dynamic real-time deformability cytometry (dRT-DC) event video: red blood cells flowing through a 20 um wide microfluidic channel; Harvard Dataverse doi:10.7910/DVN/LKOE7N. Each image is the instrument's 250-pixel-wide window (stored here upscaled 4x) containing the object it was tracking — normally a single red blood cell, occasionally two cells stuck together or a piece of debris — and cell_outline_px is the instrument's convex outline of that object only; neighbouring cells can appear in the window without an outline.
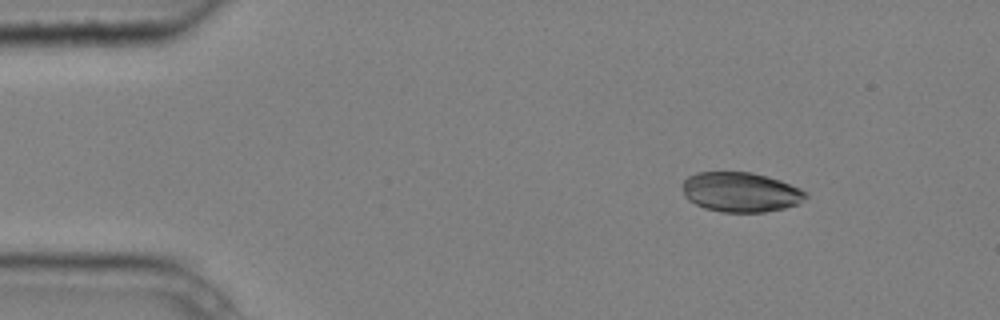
{"species": "common noctule bat (a hibernating species)", "species_latin": "Nyctalus noctula", "temperature_condition": "cold", "stored_images_in_passage": 3, "camera_frame_rate_fps": 3000, "um_per_image_px": 0.085, "animal": {"sex": "male", "body_mass_g": 20.4}, "frame": {"image": 1, "passage_image": 1, "time_ms": 0.0, "image_size_px": [1000, 320], "cell_outline_px": [[808, 196], [800, 204], [784, 208], [764, 212], [720, 212], [704, 208], [688, 200], [684, 196], [680, 184], [688, 176], [696, 172], [752, 172], [768, 176], [780, 180], [800, 188], [808, 192]], "centroid_in_image_um": [62.95, 16.32], "position_along_channel_um": 22.1, "area_um2": 29.02}}